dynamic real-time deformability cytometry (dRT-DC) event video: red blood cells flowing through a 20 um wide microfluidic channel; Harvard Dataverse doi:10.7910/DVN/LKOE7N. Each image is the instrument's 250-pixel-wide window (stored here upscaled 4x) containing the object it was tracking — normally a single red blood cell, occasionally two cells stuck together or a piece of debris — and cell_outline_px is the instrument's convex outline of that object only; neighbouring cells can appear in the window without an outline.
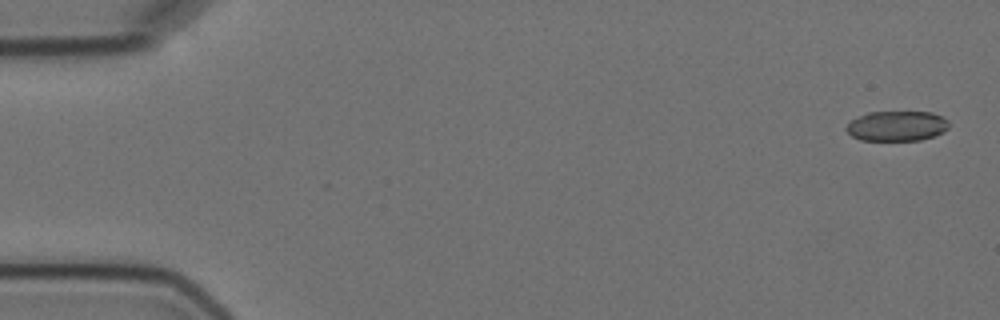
{"species": "Egyptian fruit bat (a non-hibernating species)", "species_latin": "Rousettus aegyptiacus", "temperature_condition": "cold", "stored_images_in_passage": 5, "segment_of_instrument_passage": [2, 2], "camera_frame_rate_fps": 3000, "um_per_image_px": 0.085, "animal": {"sex": "female"}, "frame": {"image": 1, "passage_image": 5, "time_ms": 6.333, "image_size_px": [1000, 320], "cell_outline_px": [[948, 128], [944, 132], [936, 136], [920, 140], [860, 140], [852, 136], [844, 128], [852, 120], [868, 112], [932, 112], [944, 116], [948, 120]], "centroid_in_image_um": [76.28, 10.71], "position_along_channel_um": 8.7, "area_um2": 18.09}}